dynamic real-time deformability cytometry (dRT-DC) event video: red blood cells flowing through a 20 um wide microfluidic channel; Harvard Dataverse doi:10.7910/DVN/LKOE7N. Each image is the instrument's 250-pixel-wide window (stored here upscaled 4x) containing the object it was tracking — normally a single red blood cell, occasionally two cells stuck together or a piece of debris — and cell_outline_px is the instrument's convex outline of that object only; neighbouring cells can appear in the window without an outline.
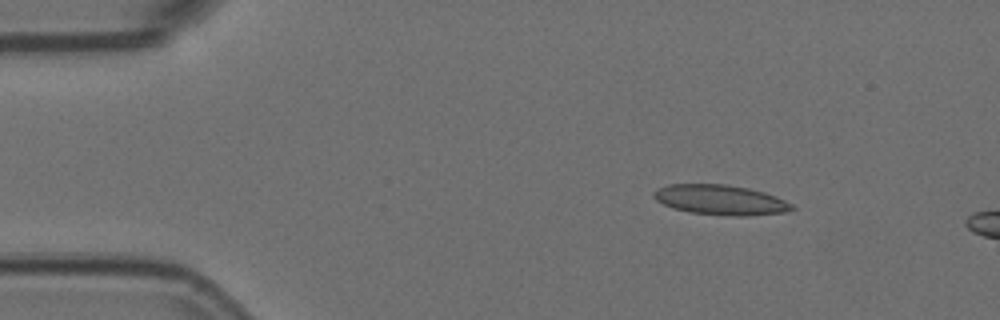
{"species": "Egyptian fruit bat (a non-hibernating species)", "species_latin": "Rousettus aegyptiacus", "temperature_condition": "room temperature", "stored_images_in_passage": 3, "camera_frame_rate_fps": 3000, "um_per_image_px": 0.085, "animal": {"sex": "female"}, "frame": {"image": 1, "passage_image": 1, "time_ms": 0.0, "image_size_px": [1000, 320], "cell_outline_px": [[796, 208], [784, 212], [748, 216], [736, 216], [688, 212], [672, 208], [656, 200], [652, 196], [652, 192], [656, 188], [668, 184], [724, 184], [748, 188], [764, 192], [776, 196], [792, 204]], "centroid_in_image_um": [61.2, 16.98], "position_along_channel_um": 23.8, "area_um2": 24.22}}